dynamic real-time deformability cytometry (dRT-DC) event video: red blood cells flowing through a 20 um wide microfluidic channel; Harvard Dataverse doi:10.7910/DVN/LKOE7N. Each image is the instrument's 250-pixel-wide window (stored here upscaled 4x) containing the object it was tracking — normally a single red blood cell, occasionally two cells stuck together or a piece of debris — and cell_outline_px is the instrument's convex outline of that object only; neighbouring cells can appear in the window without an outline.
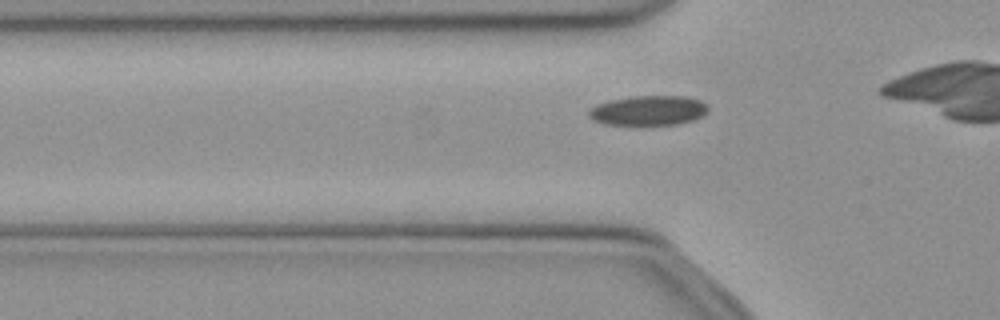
{"species": "common noctule bat (a hibernating species)", "species_latin": "Nyctalus noctula", "temperature_condition": "cold", "stored_images_in_passage": 36, "camera_frame_rate_fps": 3000, "um_per_image_px": 0.085, "animal": {"sex": "female", "body_mass_g": 21.9}, "frame": {"image": 1, "passage_image": 11, "time_ms": 3.333, "image_size_px": [1000, 320], "cell_outline_px": [[708, 108], [700, 116], [692, 120], [676, 124], [604, 124], [592, 120], [588, 116], [588, 112], [596, 104], [612, 100], [632, 96], [684, 96], [700, 100]], "centroid_in_image_um": [55.06, 9.38], "position_along_channel_um": 70.7, "area_um2": 20.29}}
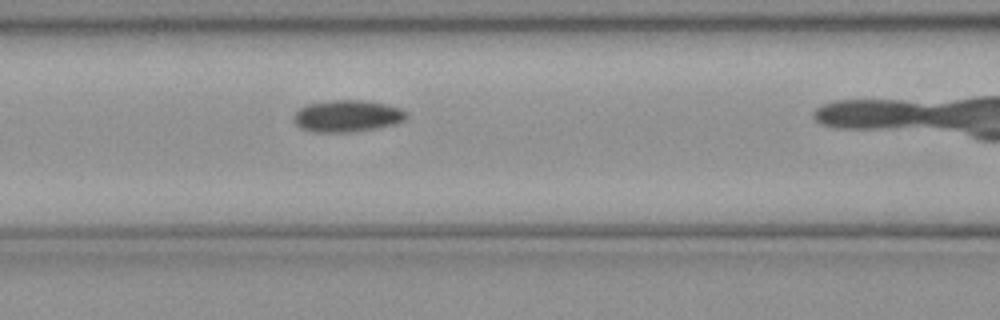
{"frame": {"image": 2, "passage_image": 16, "time_ms": 5.0, "image_size_px": [1000, 320], "cell_outline_px": [[408, 116], [404, 120], [396, 124], [376, 128], [348, 132], [312, 132], [300, 128], [292, 120], [292, 116], [300, 108], [308, 104], [332, 100], [364, 100], [384, 104], [400, 108], [408, 112]], "centroid_in_image_um": [29.5, 9.86], "position_along_channel_um": 137.1, "area_um2": 20.98}}